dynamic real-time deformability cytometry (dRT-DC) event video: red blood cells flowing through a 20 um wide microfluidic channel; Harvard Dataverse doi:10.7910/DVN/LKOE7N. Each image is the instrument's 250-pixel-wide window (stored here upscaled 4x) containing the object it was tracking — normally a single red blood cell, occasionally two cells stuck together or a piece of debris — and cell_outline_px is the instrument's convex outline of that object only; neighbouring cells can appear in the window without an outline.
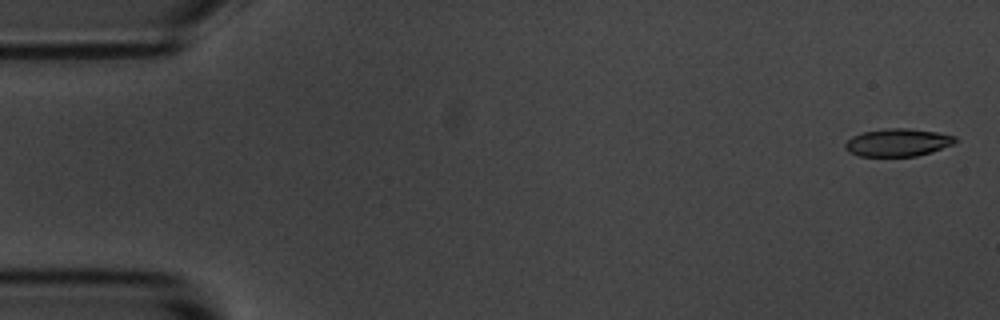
{"species": "common noctule bat (a hibernating species)", "species_latin": "Nyctalus noctula", "temperature_condition": "room temperature", "stored_images_in_passage": 55, "camera_frame_rate_fps": 3000, "um_per_image_px": 0.085, "animal": {"sex": "male", "body_mass_g": 20.1, "forearm_length_mm": 53.5}, "frame": {"image": 1, "passage_image": 2, "time_ms": 0.333, "image_size_px": [1000, 320], "cell_outline_px": [[956, 140], [952, 144], [932, 152], [916, 156], [860, 156], [844, 148], [844, 144], [852, 136], [864, 132], [888, 128], [912, 128], [936, 132], [956, 136]], "centroid_in_image_um": [76.32, 12.1], "position_along_channel_um": 8.7, "area_um2": 17.63}}
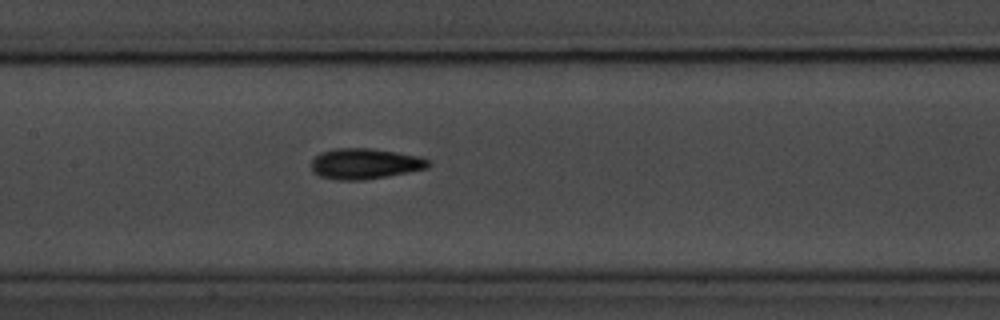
{"frame": {"image": 2, "passage_image": 26, "time_ms": 8.333, "image_size_px": [1000, 320], "cell_outline_px": [[432, 164], [428, 168], [388, 176], [364, 180], [336, 180], [320, 176], [312, 168], [312, 160], [320, 152], [336, 148], [372, 148], [420, 156], [432, 160]], "centroid_in_image_um": [31.08, 13.91], "position_along_channel_um": 176.3, "area_um2": 21.04}}
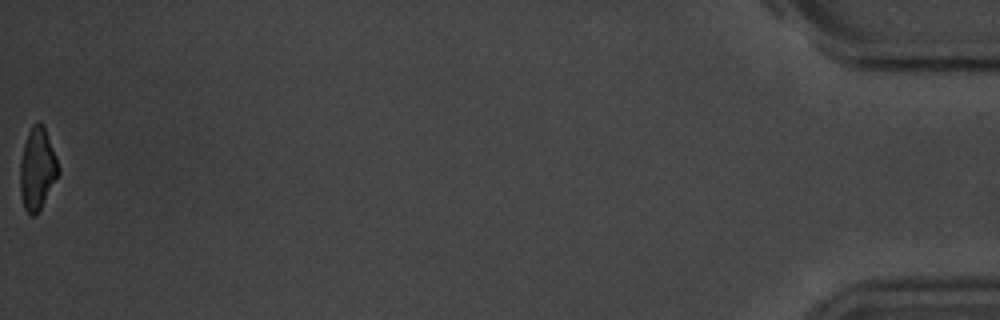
{"frame": {"image": 3, "passage_image": 55, "time_ms": 18.0, "image_size_px": [1000, 320], "cell_outline_px": [[60, 172], [36, 216], [32, 216], [24, 208], [20, 192], [20, 160], [24, 144], [28, 132], [32, 124], [36, 120], [44, 128], [56, 156], [60, 168]], "centroid_in_image_um": [3.16, 14.36], "position_along_channel_um": 432.0, "area_um2": 18.15}, "authors_computed_cell_mechanics": {"area_um2": 19.1896, "velocity_mm_per_s": 3.6924, "shape_relaxation_time_tau1_ms": 2.7576, "shape_relaxation_time_tau2_ms": 2.6385, "deformation_change_tau1": 0.1413, "deformation_change_tau2": 0.1002}}